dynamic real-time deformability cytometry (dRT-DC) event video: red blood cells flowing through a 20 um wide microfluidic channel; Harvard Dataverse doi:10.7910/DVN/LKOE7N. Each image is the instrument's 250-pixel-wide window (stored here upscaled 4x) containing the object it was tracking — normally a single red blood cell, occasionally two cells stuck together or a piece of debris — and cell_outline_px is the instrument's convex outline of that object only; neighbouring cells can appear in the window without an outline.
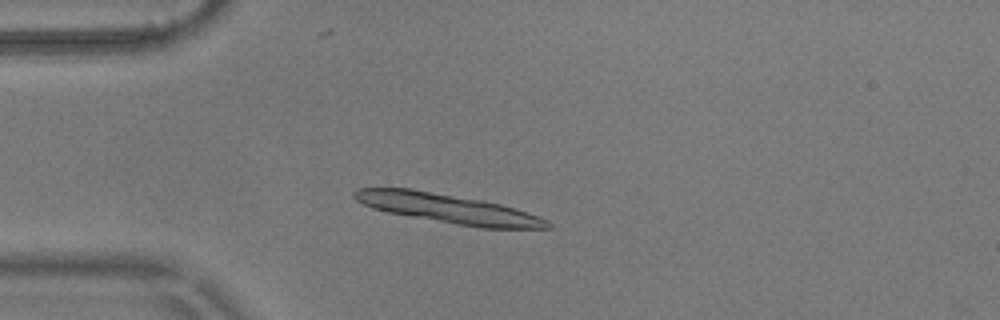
{"species": "common noctule bat (a hibernating species)", "species_latin": "Nyctalus noctula", "temperature_condition": "warm", "stored_images_in_passage": 41, "camera_frame_rate_fps": 3000, "um_per_image_px": 0.085, "animal": {"sex": "male", "body_mass_g": 17.9}, "frame": {"image": 1, "passage_image": 12, "time_ms": 3.667, "image_size_px": [1000, 320], "cell_outline_px": [[552, 228], [480, 228], [456, 224], [388, 212], [372, 208], [356, 200], [352, 196], [352, 192], [356, 188], [412, 188], [480, 200], [500, 204], [528, 212], [548, 220], [552, 224]], "centroid_in_image_um": [38.08, 17.72], "position_along_channel_um": 46.9, "area_um2": 32.71}, "authors_computed_cell_mechanics": {"area_um2": 17.4556, "velocity_mm_per_s": 3.5681, "shape_relaxation_time_tau1_ms": 3.3858, "shape_relaxation_time_tau2_ms": 5.8677, "deformation_change_tau1": 0.1036, "deformation_change_tau2": 0.1214}}